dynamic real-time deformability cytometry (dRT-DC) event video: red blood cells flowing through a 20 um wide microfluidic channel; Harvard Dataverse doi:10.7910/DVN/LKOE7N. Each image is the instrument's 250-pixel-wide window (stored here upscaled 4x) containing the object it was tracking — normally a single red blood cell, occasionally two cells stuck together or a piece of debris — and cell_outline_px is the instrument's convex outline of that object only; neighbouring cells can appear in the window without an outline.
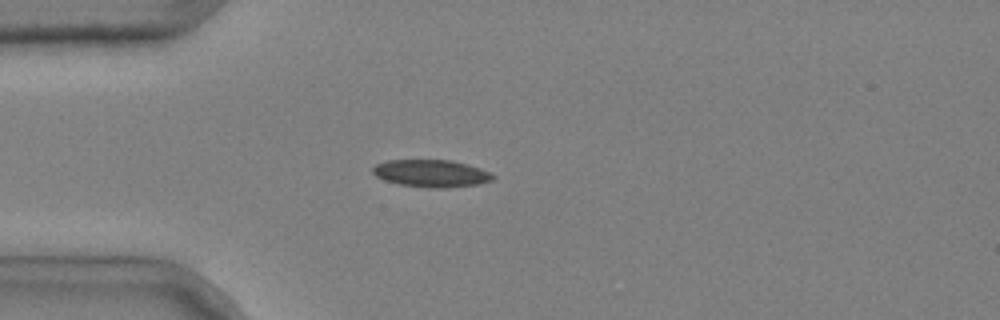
{"species": "common noctule bat (a hibernating species)", "species_latin": "Nyctalus noctula", "temperature_condition": "cold", "stored_images_in_passage": 4, "camera_frame_rate_fps": 3000, "um_per_image_px": 0.085, "animal": {"sex": "male", "body_mass_g": 20.4}, "frame": {"image": 1, "passage_image": 3, "time_ms": 0.667, "image_size_px": [1000, 320], "cell_outline_px": [[496, 176], [492, 180], [476, 184], [448, 188], [428, 188], [400, 184], [384, 180], [376, 176], [372, 172], [372, 168], [376, 164], [388, 160], [452, 160], [468, 164], [480, 168]], "centroid_in_image_um": [36.65, 14.73], "position_along_channel_um": 48.4, "area_um2": 19.13}}